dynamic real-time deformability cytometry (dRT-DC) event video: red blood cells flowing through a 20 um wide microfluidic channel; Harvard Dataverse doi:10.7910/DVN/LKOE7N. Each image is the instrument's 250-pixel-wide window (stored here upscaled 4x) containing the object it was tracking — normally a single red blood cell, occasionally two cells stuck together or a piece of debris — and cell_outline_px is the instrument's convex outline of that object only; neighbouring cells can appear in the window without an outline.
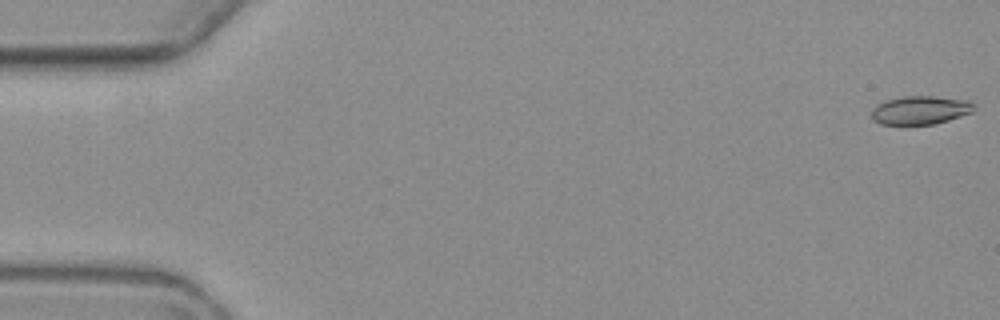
{"species": "common noctule bat (a hibernating species)", "species_latin": "Nyctalus noctula", "temperature_condition": "warm", "stored_images_in_passage": 4, "camera_frame_rate_fps": 3000, "um_per_image_px": 0.085, "animal": {"sex": "female", "body_mass_g": 19.3, "forearm_length_mm": 54.1}, "frame": {"image": 1, "passage_image": 1, "time_ms": 0.0, "image_size_px": [1000, 320], "cell_outline_px": [[972, 112], [948, 120], [932, 124], [880, 124], [872, 120], [872, 108], [888, 100], [904, 96], [932, 96], [968, 100], [972, 104]], "centroid_in_image_um": [78.2, 9.36], "position_along_channel_um": 6.8, "area_um2": 16.65}}